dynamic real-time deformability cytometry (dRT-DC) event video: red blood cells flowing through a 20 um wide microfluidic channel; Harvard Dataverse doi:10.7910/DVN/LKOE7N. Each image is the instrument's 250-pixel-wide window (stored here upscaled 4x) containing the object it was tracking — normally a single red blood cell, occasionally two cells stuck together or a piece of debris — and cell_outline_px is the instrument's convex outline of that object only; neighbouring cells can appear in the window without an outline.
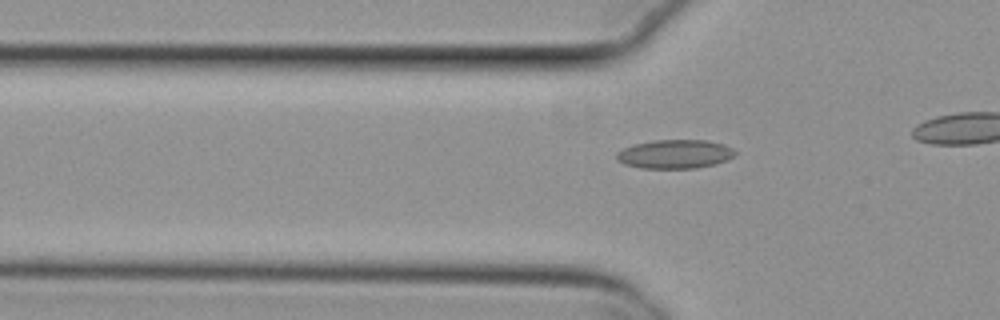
{"species": "common noctule bat (a hibernating species)", "species_latin": "Nyctalus noctula", "temperature_condition": "cold", "stored_images_in_passage": 21, "camera_frame_rate_fps": 3000, "um_per_image_px": 0.085, "animal": {"sex": "female", "body_mass_g": 29.2, "forearm_length_mm": 56.3}, "frame": {"image": 1, "passage_image": 15, "time_ms": 4.667, "image_size_px": [1000, 320], "cell_outline_px": [[736, 156], [728, 160], [716, 164], [696, 168], [640, 168], [624, 164], [616, 160], [616, 152], [632, 144], [652, 140], [708, 140], [724, 144], [732, 148], [736, 152]], "centroid_in_image_um": [57.37, 13.09], "position_along_channel_um": 68.4, "area_um2": 20.23}}